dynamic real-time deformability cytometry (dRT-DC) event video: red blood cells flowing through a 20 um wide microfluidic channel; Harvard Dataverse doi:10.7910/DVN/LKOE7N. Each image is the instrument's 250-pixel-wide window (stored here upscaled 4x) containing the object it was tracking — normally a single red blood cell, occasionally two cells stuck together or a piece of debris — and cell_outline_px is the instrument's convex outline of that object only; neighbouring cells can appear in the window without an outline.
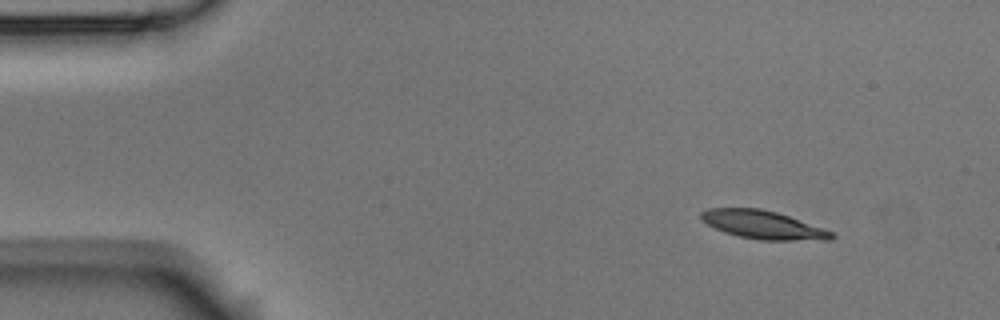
{"species": "Egyptian fruit bat (a non-hibernating species)", "species_latin": "Rousettus aegyptiacus", "temperature_condition": "room temperature", "stored_images_in_passage": 4, "camera_frame_rate_fps": 3000, "um_per_image_px": 0.085, "animal": {"sex": "male"}, "frame": {"image": 1, "passage_image": 1, "time_ms": 0.0, "image_size_px": [1000, 320], "cell_outline_px": [[836, 236], [832, 240], [760, 240], [740, 236], [724, 232], [700, 220], [700, 212], [708, 208], [760, 208], [776, 212], [824, 228], [832, 232]], "centroid_in_image_um": [64.86, 19.11], "position_along_channel_um": 20.1, "area_um2": 21.44}}
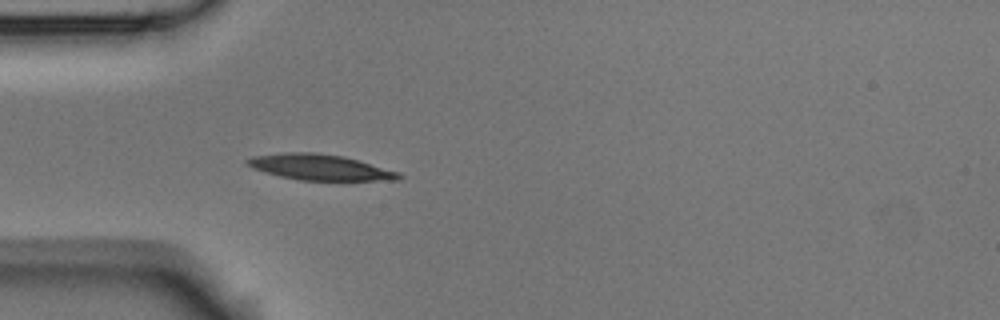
{"frame": {"image": 2, "passage_image": 4, "time_ms": 3.333, "image_size_px": [1000, 320], "cell_outline_px": [[404, 176], [400, 180], [300, 180], [280, 176], [264, 172], [252, 168], [244, 160], [252, 156], [284, 152], [316, 152], [344, 156], [400, 172]], "centroid_in_image_um": [27.2, 14.21], "position_along_channel_um": 57.8, "area_um2": 22.83}}